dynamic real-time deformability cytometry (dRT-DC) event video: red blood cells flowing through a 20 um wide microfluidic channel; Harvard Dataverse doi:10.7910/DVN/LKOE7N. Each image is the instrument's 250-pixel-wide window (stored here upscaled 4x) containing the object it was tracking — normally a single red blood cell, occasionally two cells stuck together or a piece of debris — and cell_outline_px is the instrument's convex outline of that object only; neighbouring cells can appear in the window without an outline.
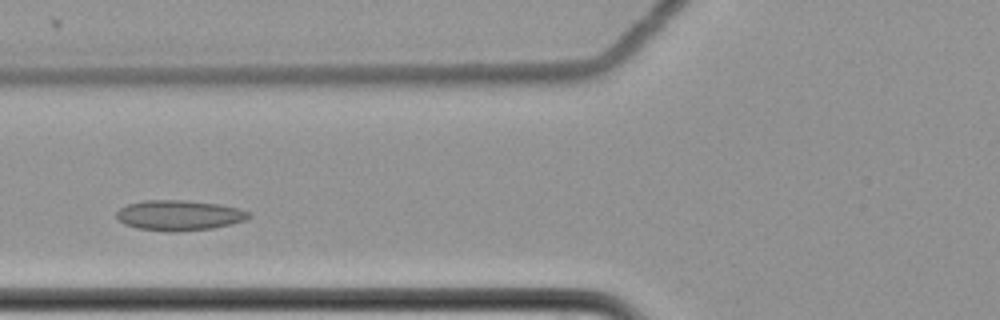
{"species": "common noctule bat (a hibernating species)", "species_latin": "Nyctalus noctula", "temperature_condition": "cold", "stored_images_in_passage": 6, "camera_frame_rate_fps": 3000, "um_per_image_px": 0.085, "animal": {"sex": "female", "body_mass_g": 22.7, "forearm_length_mm": 54.2}, "frame": {"image": 1, "passage_image": 4, "time_ms": 1.0, "image_size_px": [1000, 320], "cell_outline_px": [[252, 216], [244, 220], [232, 224], [212, 228], [172, 232], [168, 232], [136, 228], [124, 224], [116, 216], [116, 212], [120, 208], [128, 204], [144, 200], [180, 200], [220, 204], [240, 208], [248, 212]], "centroid_in_image_um": [15.22, 18.3], "position_along_channel_um": 110.6, "area_um2": 23.35}}
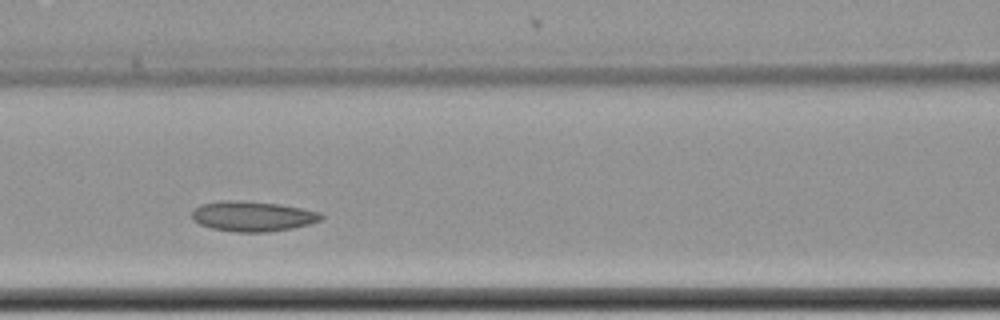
{"frame": {"image": 2, "passage_image": 5, "time_ms": 1.333, "image_size_px": [1000, 320], "cell_outline_px": [[324, 216], [320, 220], [308, 224], [292, 228], [268, 232], [236, 232], [212, 228], [200, 224], [192, 220], [192, 212], [200, 204], [220, 200], [240, 200], [280, 204], [320, 212]], "centroid_in_image_um": [21.45, 18.37], "position_along_channel_um": 145.2, "area_um2": 22.72}}
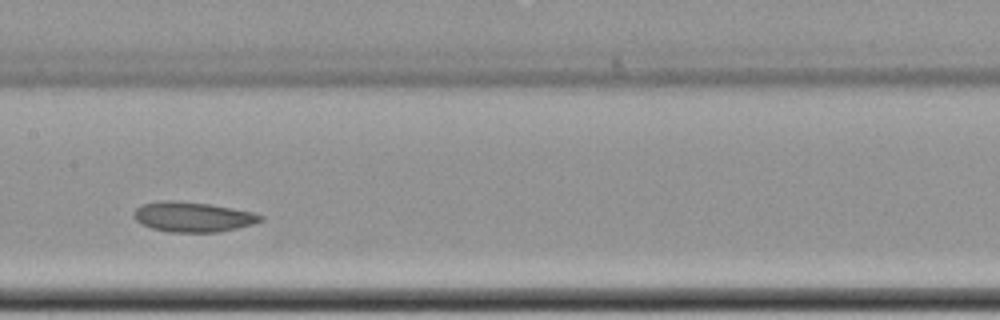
{"frame": {"image": 3, "passage_image": 6, "time_ms": 1.667, "image_size_px": [1000, 320], "cell_outline_px": [[264, 220], [252, 224], [236, 228], [216, 232], [172, 232], [152, 228], [136, 220], [132, 216], [132, 212], [136, 208], [144, 204], [164, 200], [168, 200], [208, 204], [232, 208], [252, 212], [264, 216]], "centroid_in_image_um": [16.39, 18.43], "position_along_channel_um": 191.0, "area_um2": 21.85}}